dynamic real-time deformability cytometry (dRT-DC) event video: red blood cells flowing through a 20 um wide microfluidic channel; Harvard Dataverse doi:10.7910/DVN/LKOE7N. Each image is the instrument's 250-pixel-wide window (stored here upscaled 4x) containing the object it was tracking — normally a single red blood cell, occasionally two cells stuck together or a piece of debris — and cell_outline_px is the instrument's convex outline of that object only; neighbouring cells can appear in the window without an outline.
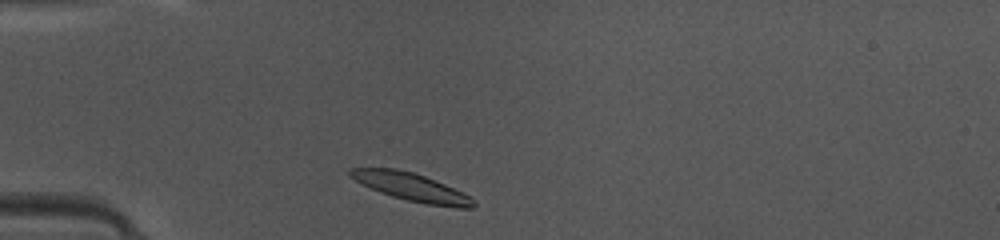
{"species": "common noctule bat (a hibernating species)", "species_latin": "Nyctalus noctula", "temperature_condition": "warm", "stored_images_in_passage": 37, "camera_frame_rate_fps": 3000, "um_per_image_px": 0.085, "animal": {"sex": "female", "body_mass_g": 10.0, "forearm_length_mm": 53.1}, "frame": {"image": 1, "passage_image": 2, "time_ms": 0.333, "image_size_px": [1000, 240], "cell_outline_px": [[476, 204], [472, 208], [456, 208], [428, 204], [408, 200], [392, 196], [380, 192], [348, 176], [348, 168], [396, 168], [412, 172], [424, 176], [444, 184], [468, 196]], "centroid_in_image_um": [34.93, 15.89], "position_along_channel_um": 50.1, "area_um2": 19.59}}
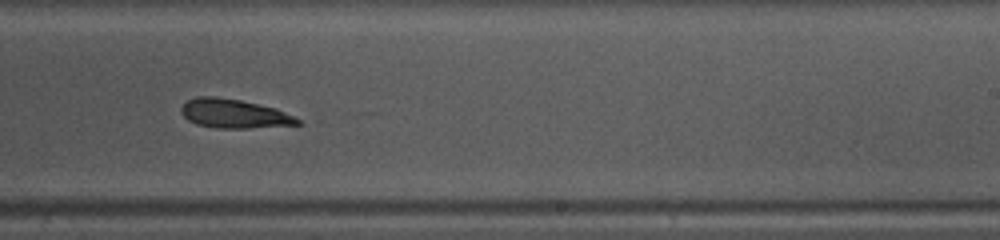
{"frame": {"image": 2, "passage_image": 19, "time_ms": 6.0, "image_size_px": [1000, 240], "cell_outline_px": [[304, 124], [248, 128], [216, 128], [196, 124], [188, 120], [180, 112], [180, 108], [188, 100], [196, 96], [216, 96], [240, 100], [276, 108], [300, 120]], "centroid_in_image_um": [19.87, 9.66], "position_along_channel_um": 269.1, "area_um2": 19.65}}
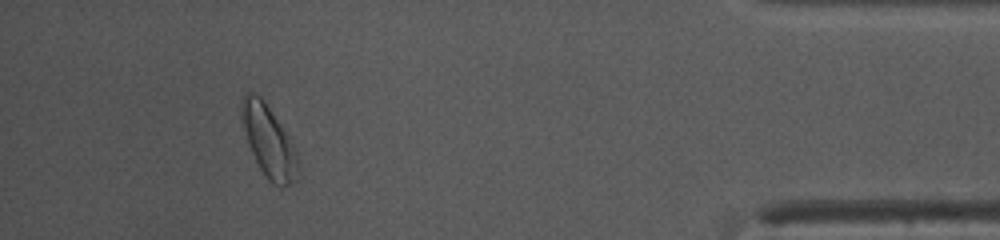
{"frame": {"image": 3, "passage_image": 33, "time_ms": 10.667, "image_size_px": [1000, 240], "cell_outline_px": [[300, 168], [296, 180], [280, 188], [272, 184], [268, 180], [260, 168], [248, 144], [240, 120], [240, 100], [248, 92], [252, 92], [260, 96], [264, 100], [284, 132], [296, 152]], "centroid_in_image_um": [22.8, 12.03], "position_along_channel_um": 412.4, "area_um2": 23.35}, "authors_computed_cell_mechanics": {"area_um2": 20.1722, "velocity_mm_per_s": 4.1432, "shape_relaxation_time_tau1_ms": 4.6889, "shape_relaxation_time_tau2_ms": null, "deformation_change_tau1": 0.1354, "deformation_change_tau2": null}}